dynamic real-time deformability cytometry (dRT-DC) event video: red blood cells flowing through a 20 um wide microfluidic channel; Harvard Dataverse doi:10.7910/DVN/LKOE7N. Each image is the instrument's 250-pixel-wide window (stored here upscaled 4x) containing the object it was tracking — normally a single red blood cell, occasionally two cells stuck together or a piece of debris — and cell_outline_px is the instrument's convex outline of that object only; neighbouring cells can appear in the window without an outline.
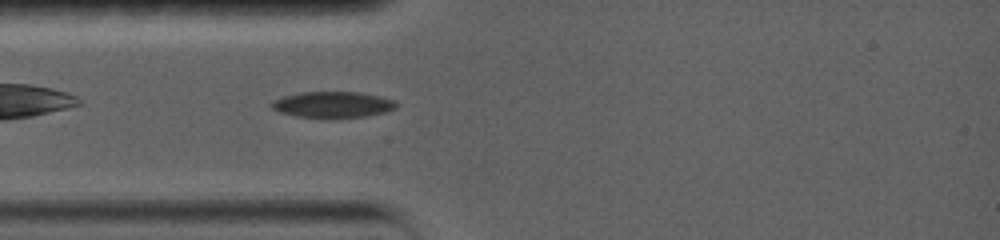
{"species": "common noctule bat (a hibernating species)", "species_latin": "Nyctalus noctula", "temperature_condition": "warm", "stored_images_in_passage": 6, "camera_frame_rate_fps": 5000, "um_per_image_px": 0.085, "animal": {"sex": "female", "body_mass_g": 19.0, "forearm_length_mm": 56.7}, "frame": {"image": 1, "passage_image": 3, "time_ms": 1.2, "image_size_px": [1000, 240], "cell_outline_px": [[396, 108], [384, 112], [368, 116], [336, 120], [320, 120], [296, 116], [280, 112], [272, 108], [268, 104], [272, 100], [284, 96], [300, 92], [356, 92], [380, 96], [396, 100]], "centroid_in_image_um": [28.25, 8.93], "position_along_channel_um": 56.7, "area_um2": 19.77}}
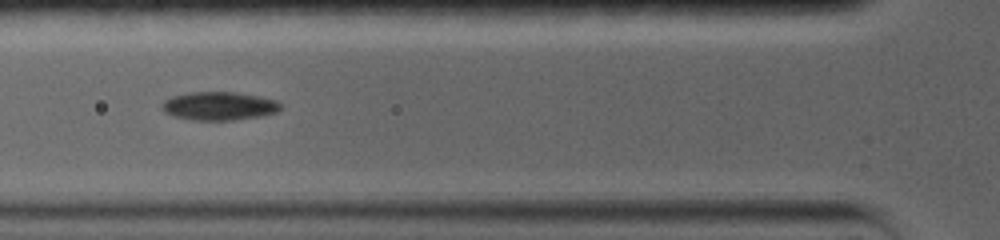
{"frame": {"image": 2, "passage_image": 5, "time_ms": 2.6, "image_size_px": [1000, 240], "cell_outline_px": [[280, 108], [276, 112], [260, 116], [232, 120], [192, 120], [172, 116], [164, 112], [160, 104], [164, 100], [172, 96], [188, 92], [232, 92], [256, 96], [276, 100], [280, 104]], "centroid_in_image_um": [18.55, 9.01], "position_along_channel_um": 107.3, "area_um2": 19.54}}